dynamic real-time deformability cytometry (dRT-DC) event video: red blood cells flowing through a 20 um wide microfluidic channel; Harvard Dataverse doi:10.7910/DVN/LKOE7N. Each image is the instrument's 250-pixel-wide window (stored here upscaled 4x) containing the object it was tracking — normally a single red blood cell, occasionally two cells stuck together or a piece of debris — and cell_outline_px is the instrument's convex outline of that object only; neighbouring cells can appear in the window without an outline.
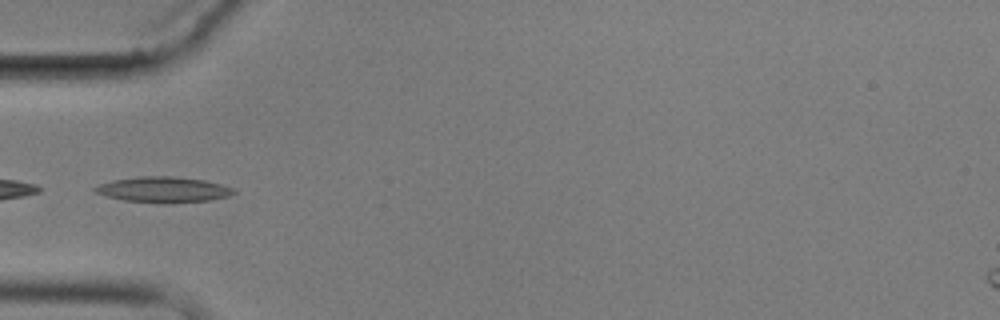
{"species": "common noctule bat (a hibernating species)", "species_latin": "Nyctalus noctula", "temperature_condition": "cold", "stored_images_in_passage": 10, "camera_frame_rate_fps": 3000, "um_per_image_px": 0.085, "animal": {"sex": "male", "body_mass_g": 17.9}, "frame": {"image": 1, "passage_image": 5, "time_ms": 4.667, "image_size_px": [1000, 320], "cell_outline_px": [[236, 192], [228, 196], [208, 200], [164, 204], [124, 200], [108, 196], [96, 192], [92, 188], [100, 184], [112, 180], [140, 176], [172, 176], [204, 180], [220, 184], [232, 188]], "centroid_in_image_um": [13.87, 16.12], "position_along_channel_um": 71.1, "area_um2": 20.58}}
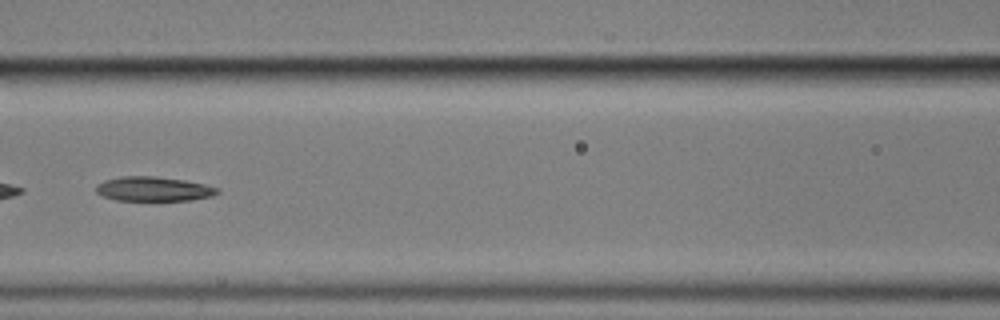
{"frame": {"image": 2, "passage_image": 7, "time_ms": 7.0, "image_size_px": [1000, 320], "cell_outline_px": [[220, 192], [212, 196], [192, 200], [116, 200], [104, 196], [96, 192], [96, 184], [104, 180], [120, 176], [156, 176], [184, 180], [204, 184], [220, 188]], "centroid_in_image_um": [13.06, 16.05], "position_along_channel_um": 153.5, "area_um2": 17.34}}
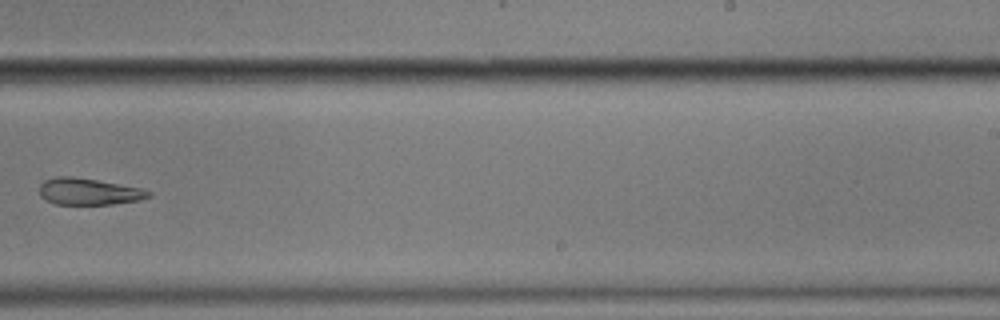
{"frame": {"image": 3, "passage_image": 10, "time_ms": 10.667, "image_size_px": [1000, 320], "cell_outline_px": [[152, 196], [140, 200], [112, 204], [56, 204], [40, 196], [40, 184], [44, 180], [56, 176], [72, 176], [96, 180], [140, 188], [152, 192]], "centroid_in_image_um": [7.54, 16.28], "position_along_channel_um": 281.5, "area_um2": 16.82}}